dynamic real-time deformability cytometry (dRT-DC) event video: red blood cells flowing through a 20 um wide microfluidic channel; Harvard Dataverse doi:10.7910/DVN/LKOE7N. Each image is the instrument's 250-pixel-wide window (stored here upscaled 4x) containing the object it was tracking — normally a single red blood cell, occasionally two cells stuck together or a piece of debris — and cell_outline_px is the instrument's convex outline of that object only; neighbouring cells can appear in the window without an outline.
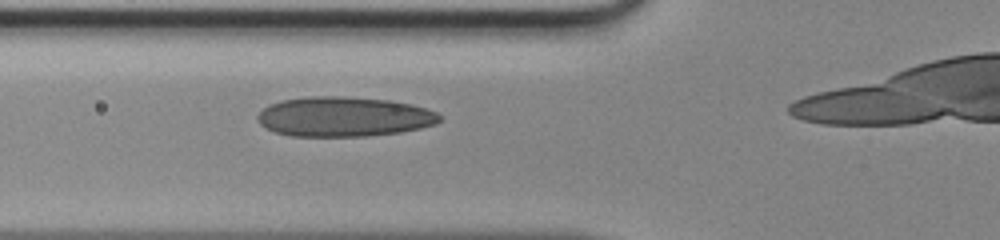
{"species": "human", "species_latin": "Homo sapiens", "temperature_condition": "room temperature", "stored_images_in_passage": 14, "camera_frame_rate_fps": 3000, "um_per_image_px": 0.085, "donor": {"sex": "male"}, "frame": {"image": 1, "passage_image": 10, "time_ms": 3.0, "image_size_px": [1000, 240], "cell_outline_px": [[440, 120], [436, 124], [420, 128], [400, 132], [368, 136], [292, 136], [276, 132], [264, 128], [260, 124], [256, 116], [268, 104], [284, 100], [308, 96], [344, 96], [388, 100], [412, 104], [428, 108], [436, 112], [440, 116]], "centroid_in_image_um": [29.23, 9.92], "position_along_channel_um": 96.6, "area_um2": 42.37}}
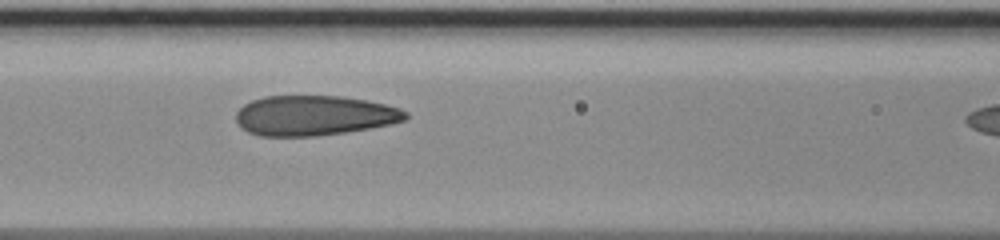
{"frame": {"image": 2, "passage_image": 13, "time_ms": 4.0, "image_size_px": [1000, 240], "cell_outline_px": [[408, 120], [392, 124], [344, 132], [316, 136], [260, 136], [248, 132], [240, 128], [236, 120], [236, 112], [244, 104], [252, 100], [264, 96], [340, 96], [364, 100], [384, 104], [400, 108], [408, 112]], "centroid_in_image_um": [26.7, 9.82], "position_along_channel_um": 139.9, "area_um2": 39.65}}